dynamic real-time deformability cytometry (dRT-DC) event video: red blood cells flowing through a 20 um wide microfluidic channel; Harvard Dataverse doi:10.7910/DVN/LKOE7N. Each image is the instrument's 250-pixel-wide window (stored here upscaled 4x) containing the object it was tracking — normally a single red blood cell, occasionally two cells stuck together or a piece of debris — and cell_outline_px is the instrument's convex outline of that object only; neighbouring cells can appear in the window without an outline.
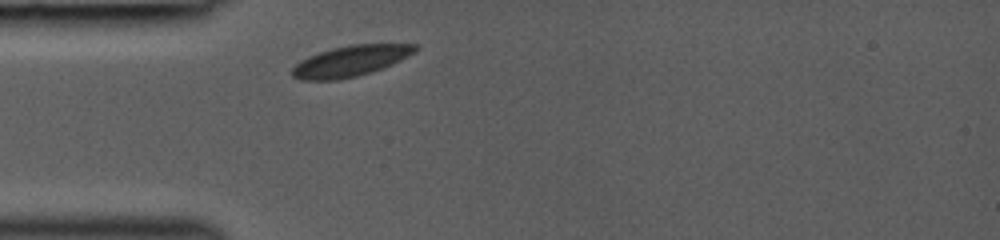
{"species": "common noctule bat (a hibernating species)", "species_latin": "Nyctalus noctula", "temperature_condition": "room temperature", "stored_images_in_passage": 1, "camera_frame_rate_fps": 3000, "um_per_image_px": 0.085, "animal": {"sex": "female", "body_mass_g": 19.0, "forearm_length_mm": 53.3}, "frame": {"image": 1, "passage_image": 1, "time_ms": 0.0, "image_size_px": [1000, 240], "cell_outline_px": [[420, 48], [416, 52], [384, 68], [372, 72], [356, 76], [336, 80], [300, 80], [292, 76], [292, 68], [296, 64], [308, 56], [332, 48], [352, 44], [420, 44]], "centroid_in_image_um": [29.83, 5.18], "position_along_channel_um": 55.2, "area_um2": 22.14}}